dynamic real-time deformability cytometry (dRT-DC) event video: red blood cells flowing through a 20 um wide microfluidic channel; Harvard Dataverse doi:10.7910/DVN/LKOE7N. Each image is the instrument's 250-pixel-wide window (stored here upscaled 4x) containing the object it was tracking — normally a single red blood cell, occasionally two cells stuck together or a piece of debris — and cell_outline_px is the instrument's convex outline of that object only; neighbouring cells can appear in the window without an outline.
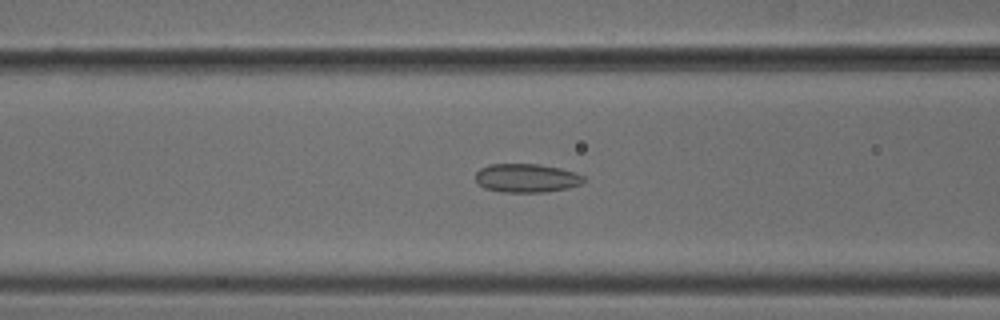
{"species": "common noctule bat (a hibernating species)", "species_latin": "Nyctalus noctula", "temperature_condition": "cold", "stored_images_in_passage": 37, "camera_frame_rate_fps": 3000, "um_per_image_px": 0.085, "animal": {"sex": "male", "body_mass_g": 18.8}, "frame": {"image": 1, "passage_image": 11, "time_ms": 3.333, "image_size_px": [1000, 320], "cell_outline_px": [[584, 180], [580, 184], [568, 188], [544, 192], [500, 192], [484, 188], [476, 180], [476, 172], [480, 168], [488, 164], [540, 164], [560, 168], [576, 172], [584, 176]], "centroid_in_image_um": [44.75, 15.13], "position_along_channel_um": 121.9, "area_um2": 18.15}}
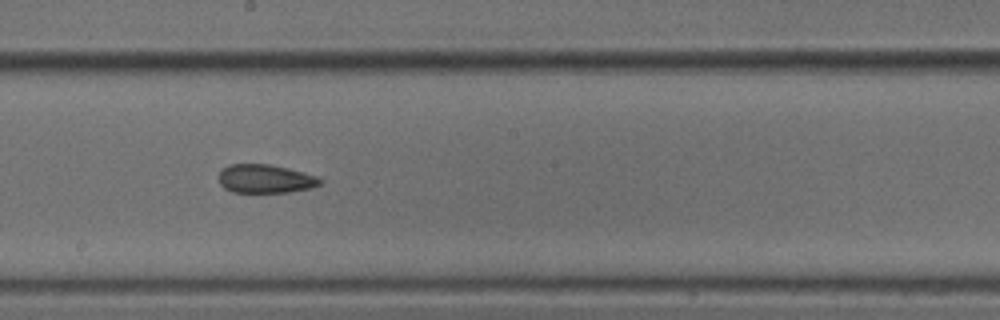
{"frame": {"image": 2, "passage_image": 19, "time_ms": 6.0, "image_size_px": [1000, 320], "cell_outline_px": [[324, 180], [320, 184], [312, 188], [288, 192], [232, 192], [224, 188], [220, 184], [220, 172], [228, 164], [268, 164], [288, 168], [316, 176]], "centroid_in_image_um": [22.57, 15.2], "position_along_channel_um": 225.6, "area_um2": 16.82}}
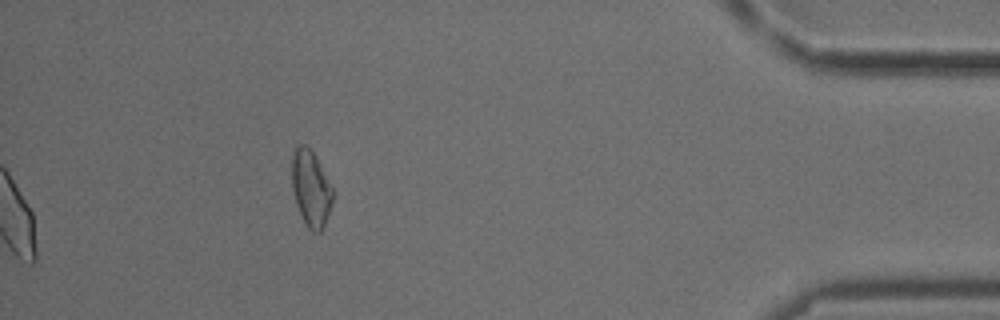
{"frame": {"image": 3, "passage_image": 37, "time_ms": 12.0, "image_size_px": [1000, 320], "cell_outline_px": [[332, 204], [324, 224], [320, 232], [312, 232], [304, 224], [296, 204], [292, 192], [292, 152], [296, 144], [304, 144], [312, 152], [332, 188]], "centroid_in_image_um": [26.38, 16.03], "position_along_channel_um": 408.8, "area_um2": 17.92}, "authors_computed_cell_mechanics": {"area_um2": 17.918, "velocity_mm_per_s": 3.8851, "shape_relaxation_time_tau1_ms": null, "shape_relaxation_time_tau2_ms": 2.724, "deformation_change_tau1": null, "deformation_change_tau2": 0.0935}}